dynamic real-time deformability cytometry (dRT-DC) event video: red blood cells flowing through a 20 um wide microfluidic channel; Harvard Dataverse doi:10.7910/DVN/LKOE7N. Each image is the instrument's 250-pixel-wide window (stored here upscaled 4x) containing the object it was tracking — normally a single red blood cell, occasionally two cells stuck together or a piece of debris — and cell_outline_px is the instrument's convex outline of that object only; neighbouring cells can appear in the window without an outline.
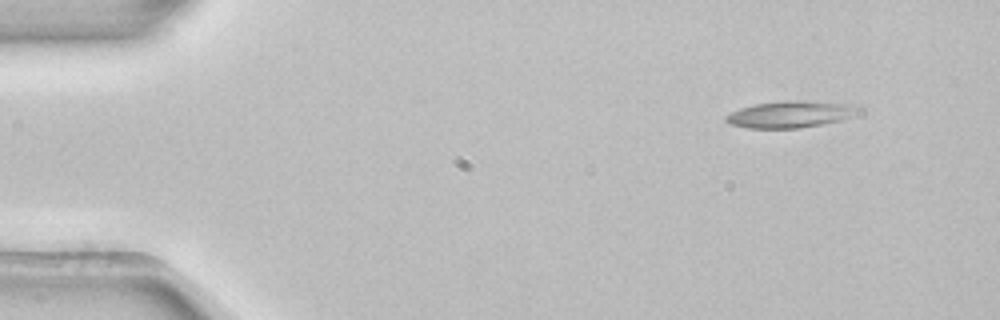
{"species": "common noctule bat (a hibernating species)", "species_latin": "Nyctalus noctula", "temperature_condition": "room temperature", "stored_images_in_passage": 3, "camera_frame_rate_fps": 3000, "um_per_image_px": 0.085, "animal": {"sex": "female", "body_mass_g": 22.7, "forearm_length_mm": 54.2}, "frame": {"image": 1, "passage_image": 1, "time_ms": 0.0, "image_size_px": [1000, 320], "cell_outline_px": [[860, 108], [852, 116], [840, 120], [824, 124], [800, 128], [748, 128], [728, 124], [724, 120], [724, 116], [740, 108], [752, 104], [784, 100], [804, 100], [856, 104]], "centroid_in_image_um": [67.16, 9.7], "position_along_channel_um": 17.8, "area_um2": 20.92}}
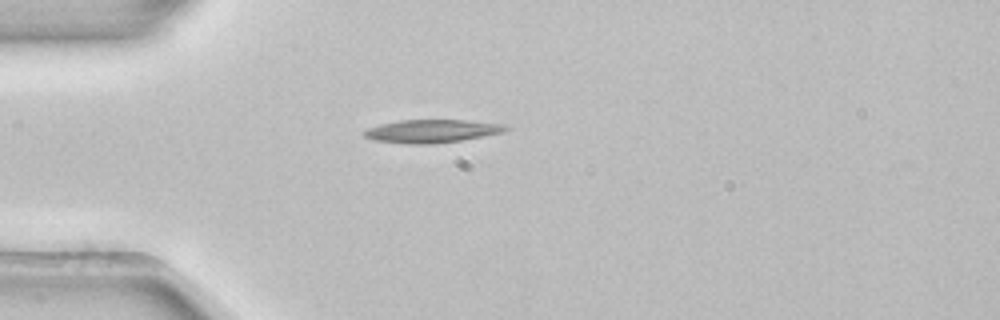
{"frame": {"image": 2, "passage_image": 3, "time_ms": 0.667, "image_size_px": [1000, 320], "cell_outline_px": [[512, 128], [504, 132], [460, 140], [432, 144], [408, 144], [372, 140], [364, 136], [360, 132], [368, 128], [380, 124], [400, 120], [464, 120], [504, 124]], "centroid_in_image_um": [36.68, 11.14], "position_along_channel_um": 48.3, "area_um2": 19.13}}